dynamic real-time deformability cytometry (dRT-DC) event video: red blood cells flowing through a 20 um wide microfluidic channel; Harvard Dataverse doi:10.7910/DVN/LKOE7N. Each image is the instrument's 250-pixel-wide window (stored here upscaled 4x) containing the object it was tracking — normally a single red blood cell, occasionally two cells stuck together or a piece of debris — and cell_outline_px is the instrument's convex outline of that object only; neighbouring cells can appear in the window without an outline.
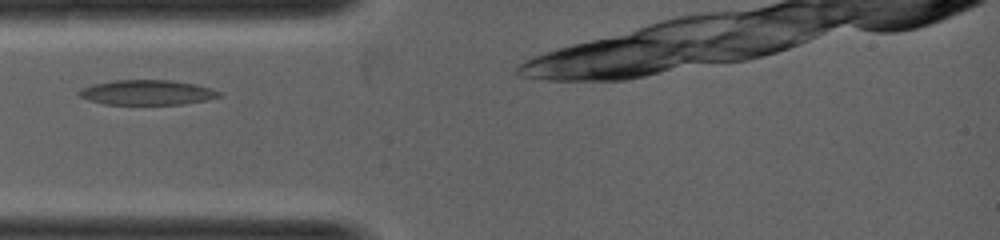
{"species": "common noctule bat (a hibernating species)", "species_latin": "Nyctalus noctula", "temperature_condition": "warm", "stored_images_in_passage": 23, "camera_frame_rate_fps": 5000, "um_per_image_px": 0.085, "animal": {"sex": "female", "body_mass_g": 19.0, "forearm_length_mm": 53.3}, "frame": {"image": 1, "passage_image": 2, "time_ms": 0.2, "image_size_px": [1000, 240], "cell_outline_px": [[224, 96], [208, 100], [184, 104], [104, 104], [88, 100], [80, 96], [76, 92], [80, 88], [92, 84], [116, 80], [172, 80], [196, 84], [212, 88], [220, 92]], "centroid_in_image_um": [12.53, 7.86], "position_along_channel_um": 72.5, "area_um2": 20.58}}
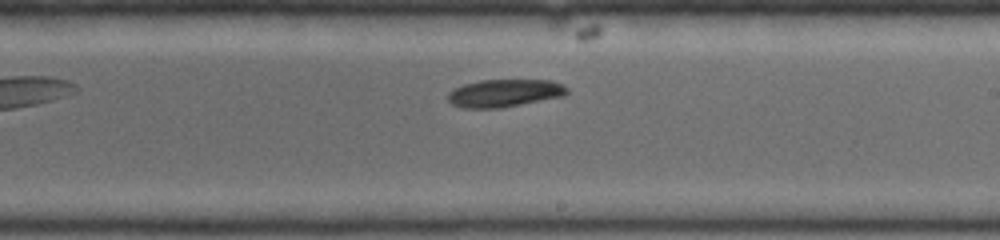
{"frame": {"image": 2, "passage_image": 12, "time_ms": 2.2, "image_size_px": [1000, 240], "cell_outline_px": [[568, 92], [564, 96], [500, 108], [464, 108], [452, 104], [448, 100], [448, 92], [464, 84], [480, 80], [552, 80], [564, 84], [568, 88]], "centroid_in_image_um": [42.91, 7.91], "position_along_channel_um": 246.1, "area_um2": 19.25}}
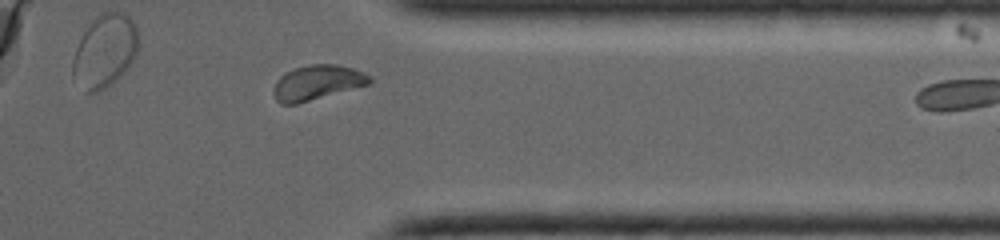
{"frame": {"image": 3, "passage_image": 20, "time_ms": 3.8, "image_size_px": [1000, 240], "cell_outline_px": [[372, 80], [368, 84], [296, 104], [280, 104], [276, 100], [272, 92], [276, 80], [280, 76], [292, 68], [312, 64], [336, 64], [352, 68], [364, 72], [372, 76]], "centroid_in_image_um": [26.92, 7.0], "position_along_channel_um": 384.5, "area_um2": 19.42}}